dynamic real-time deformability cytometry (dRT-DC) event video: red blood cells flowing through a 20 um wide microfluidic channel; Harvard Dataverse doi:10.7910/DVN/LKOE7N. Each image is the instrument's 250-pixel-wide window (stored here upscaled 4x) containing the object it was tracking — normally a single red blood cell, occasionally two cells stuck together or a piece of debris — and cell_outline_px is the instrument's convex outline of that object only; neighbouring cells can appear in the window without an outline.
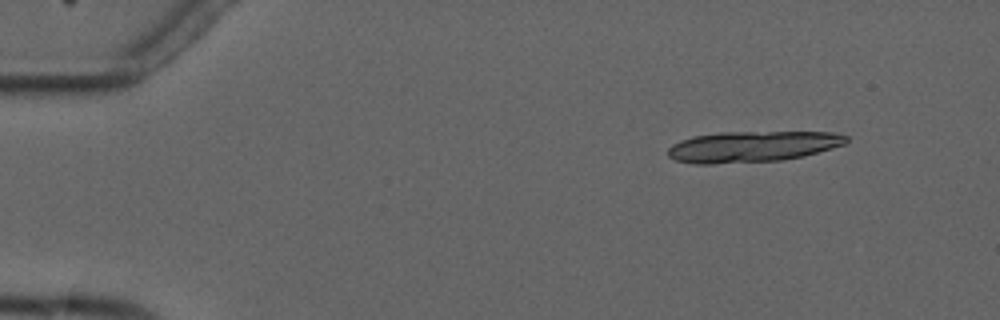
{"species": "common noctule bat (a hibernating species)", "species_latin": "Nyctalus noctula", "temperature_condition": "cold", "stored_images_in_passage": 5, "camera_frame_rate_fps": 3000, "um_per_image_px": 0.085, "animal": {"sex": "male", "forearm_length_mm": 52.5}, "frame": {"image": 1, "passage_image": 2, "time_ms": 1.0, "image_size_px": [1000, 320], "cell_outline_px": [[848, 140], [844, 144], [832, 148], [804, 156], [784, 160], [712, 164], [692, 164], [676, 160], [668, 156], [668, 148], [672, 144], [680, 140], [692, 136], [720, 132], [832, 132], [848, 136]], "centroid_in_image_um": [63.92, 12.46], "position_along_channel_um": 21.1, "area_um2": 32.37}}